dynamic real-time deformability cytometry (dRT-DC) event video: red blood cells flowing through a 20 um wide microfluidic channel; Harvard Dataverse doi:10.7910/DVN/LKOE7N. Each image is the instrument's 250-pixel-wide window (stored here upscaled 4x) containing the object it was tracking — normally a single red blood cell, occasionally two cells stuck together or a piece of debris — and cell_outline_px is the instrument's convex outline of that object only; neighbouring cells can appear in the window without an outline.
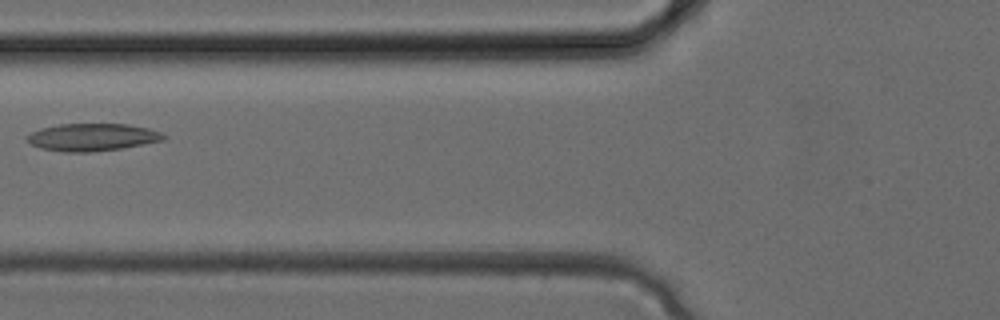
{"species": "common noctule bat (a hibernating species)", "species_latin": "Nyctalus noctula", "temperature_condition": "cold", "stored_images_in_passage": 34, "camera_frame_rate_fps": 3000, "um_per_image_px": 0.085, "animal": {"sex": "female", "body_mass_g": 24.6, "forearm_length_mm": 56.2}, "frame": {"image": 1, "passage_image": 14, "time_ms": 4.333, "image_size_px": [1000, 320], "cell_outline_px": [[168, 136], [164, 140], [120, 148], [92, 152], [60, 152], [40, 148], [32, 144], [28, 140], [28, 136], [32, 132], [40, 128], [60, 124], [128, 124], [148, 128], [160, 132]], "centroid_in_image_um": [7.85, 11.66], "position_along_channel_um": 117.9, "area_um2": 21.73}}
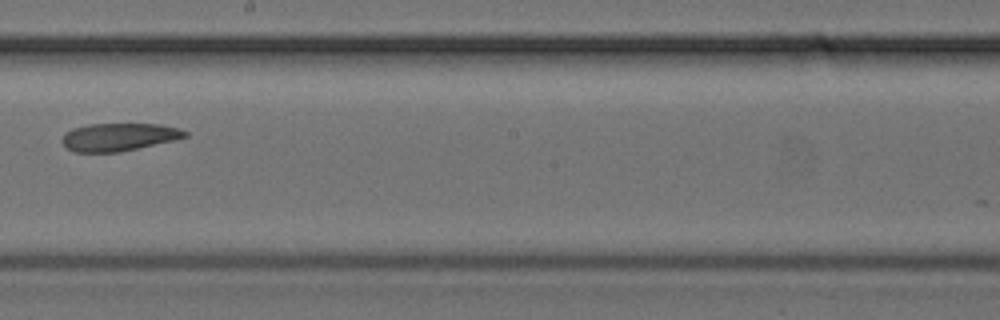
{"frame": {"image": 2, "passage_image": 20, "time_ms": 6.333, "image_size_px": [1000, 320], "cell_outline_px": [[188, 136], [176, 140], [120, 152], [76, 152], [68, 148], [60, 140], [64, 132], [72, 128], [88, 124], [160, 124], [180, 128], [188, 132]], "centroid_in_image_um": [10.11, 11.64], "position_along_channel_um": 238.1, "area_um2": 20.11}}
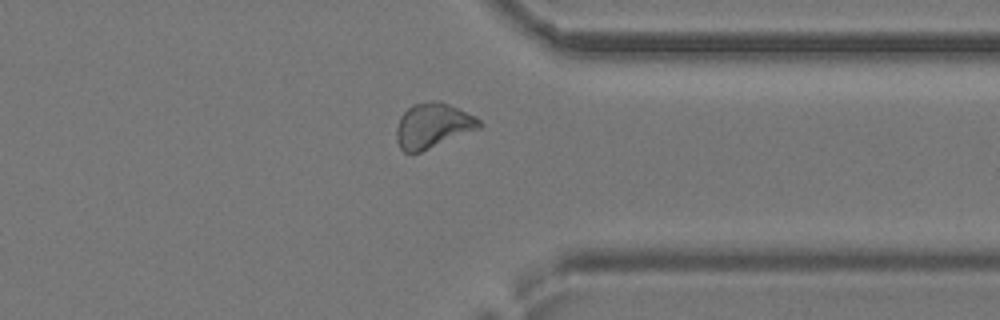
{"frame": {"image": 3, "passage_image": 27, "time_ms": 8.667, "image_size_px": [1000, 320], "cell_outline_px": [[484, 124], [480, 128], [420, 152], [404, 152], [400, 148], [396, 140], [396, 128], [400, 116], [412, 104], [432, 100], [440, 100], [476, 116]], "centroid_in_image_um": [36.79, 10.65], "position_along_channel_um": 374.6, "area_um2": 21.79}}